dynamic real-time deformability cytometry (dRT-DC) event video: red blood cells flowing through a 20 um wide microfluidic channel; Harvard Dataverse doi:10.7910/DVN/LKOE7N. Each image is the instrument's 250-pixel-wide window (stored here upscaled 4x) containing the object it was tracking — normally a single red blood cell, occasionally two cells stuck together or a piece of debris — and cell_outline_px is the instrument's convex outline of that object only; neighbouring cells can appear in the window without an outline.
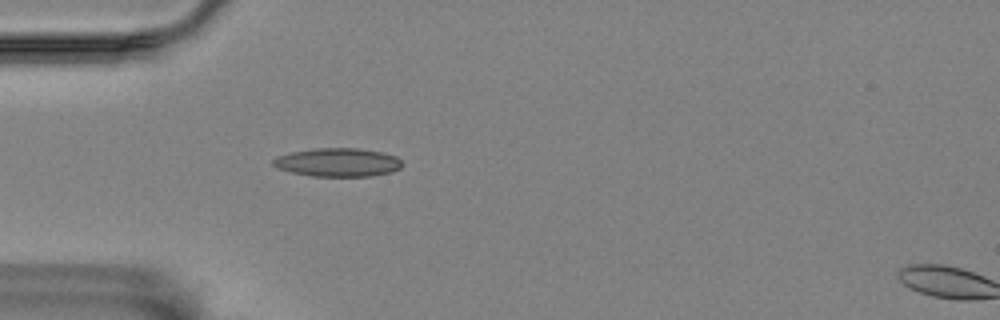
{"species": "Egyptian fruit bat (a non-hibernating species)", "species_latin": "Rousettus aegyptiacus", "temperature_condition": "room temperature", "stored_images_in_passage": 6, "camera_frame_rate_fps": 3000, "um_per_image_px": 0.085, "animal": {"sex": "female"}, "frame": {"image": 1, "passage_image": 5, "time_ms": 4.667, "image_size_px": [1000, 320], "cell_outline_px": [[404, 164], [400, 168], [392, 172], [372, 176], [312, 176], [292, 172], [276, 168], [272, 164], [272, 160], [276, 156], [292, 152], [316, 148], [360, 148], [384, 152], [396, 156]], "centroid_in_image_um": [28.74, 13.79], "position_along_channel_um": 56.3, "area_um2": 21.62}}